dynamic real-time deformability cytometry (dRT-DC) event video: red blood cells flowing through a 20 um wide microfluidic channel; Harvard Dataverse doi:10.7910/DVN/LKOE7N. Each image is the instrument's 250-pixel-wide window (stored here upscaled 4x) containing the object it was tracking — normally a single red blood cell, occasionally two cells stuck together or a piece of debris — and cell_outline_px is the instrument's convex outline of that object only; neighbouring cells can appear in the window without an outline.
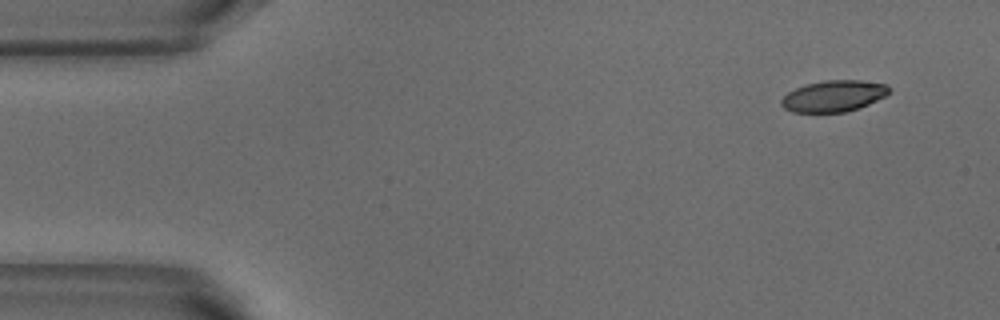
{"species": "common noctule bat (a hibernating species)", "species_latin": "Nyctalus noctula", "temperature_condition": "warm", "stored_images_in_passage": 6, "camera_frame_rate_fps": 3000, "um_per_image_px": 0.085, "animal": {"sex": "male", "body_mass_g": 18.8}, "frame": {"image": 1, "passage_image": 1, "time_ms": 0.0, "image_size_px": [1000, 320], "cell_outline_px": [[892, 92], [868, 104], [844, 112], [792, 112], [784, 108], [780, 104], [780, 100], [788, 92], [796, 88], [808, 84], [824, 80], [860, 80], [888, 84], [892, 88]], "centroid_in_image_um": [70.88, 8.15], "position_along_channel_um": 14.1, "area_um2": 19.65}}
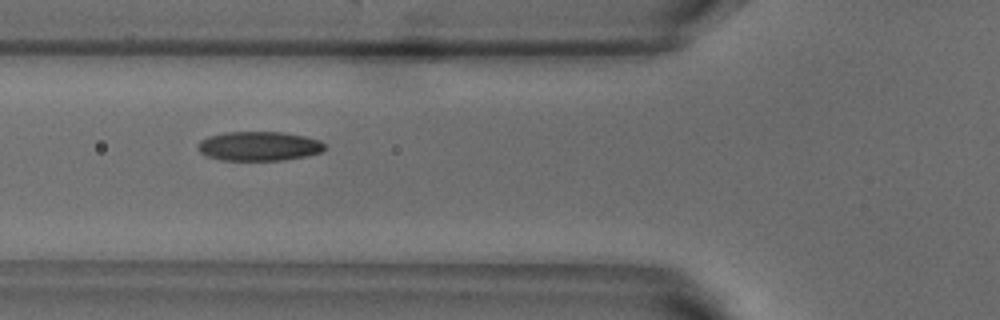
{"frame": {"image": 2, "passage_image": 5, "time_ms": 1.333, "image_size_px": [1000, 320], "cell_outline_px": [[328, 148], [320, 152], [308, 156], [284, 160], [224, 160], [208, 156], [200, 152], [196, 148], [200, 140], [208, 136], [224, 132], [280, 132], [304, 136], [320, 140]], "centroid_in_image_um": [22.02, 12.42], "position_along_channel_um": 103.8, "area_um2": 21.73}}